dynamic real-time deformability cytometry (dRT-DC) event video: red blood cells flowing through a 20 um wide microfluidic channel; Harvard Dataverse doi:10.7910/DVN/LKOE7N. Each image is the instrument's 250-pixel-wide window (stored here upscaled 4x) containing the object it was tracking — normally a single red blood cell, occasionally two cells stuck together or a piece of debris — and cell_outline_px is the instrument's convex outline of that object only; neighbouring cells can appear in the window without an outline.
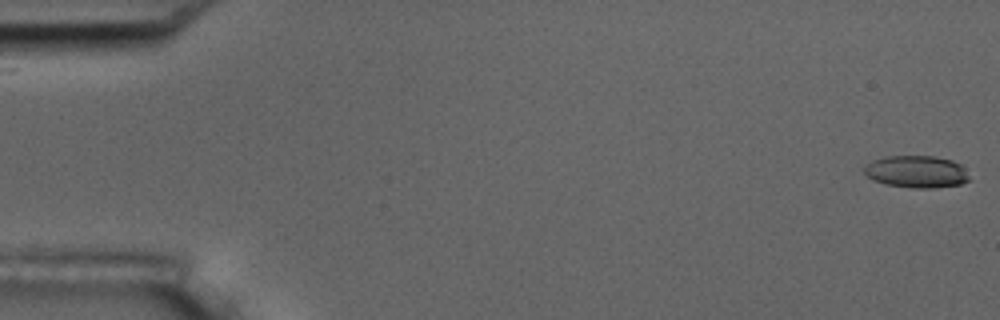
{"species": "common noctule bat (a hibernating species)", "species_latin": "Nyctalus noctula", "temperature_condition": "room temperature", "stored_images_in_passage": 56, "camera_frame_rate_fps": 3000, "um_per_image_px": 0.085, "animal": {"sex": "male", "body_mass_g": 17.5, "forearm_length_mm": 52.3}, "frame": {"image": 1, "passage_image": 1, "time_ms": 0.0, "image_size_px": [1000, 320], "cell_outline_px": [[968, 180], [960, 184], [932, 188], [912, 188], [888, 184], [872, 180], [864, 172], [864, 164], [872, 160], [884, 156], [936, 156], [952, 160], [960, 164], [968, 176]], "centroid_in_image_um": [77.85, 14.58], "position_along_channel_um": 7.1, "area_um2": 19.65}}
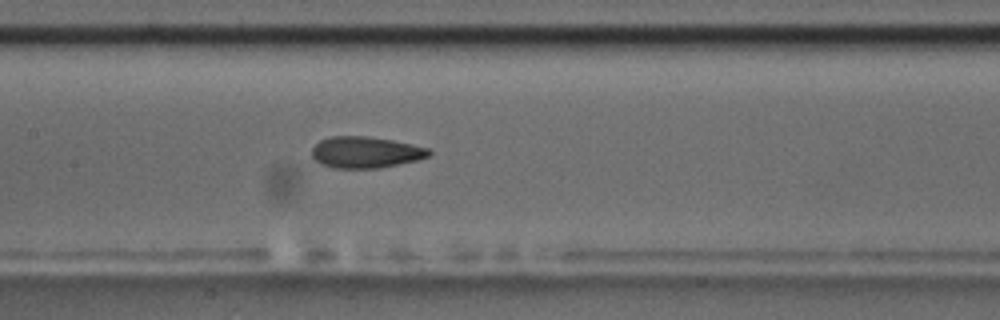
{"frame": {"image": 2, "passage_image": 27, "time_ms": 8.667, "image_size_px": [1000, 320], "cell_outline_px": [[432, 152], [428, 156], [416, 160], [380, 168], [332, 168], [320, 164], [312, 156], [312, 148], [320, 140], [328, 136], [368, 136], [392, 140], [412, 144], [428, 148]], "centroid_in_image_um": [31.05, 12.94], "position_along_channel_um": 176.4, "area_um2": 21.44}}
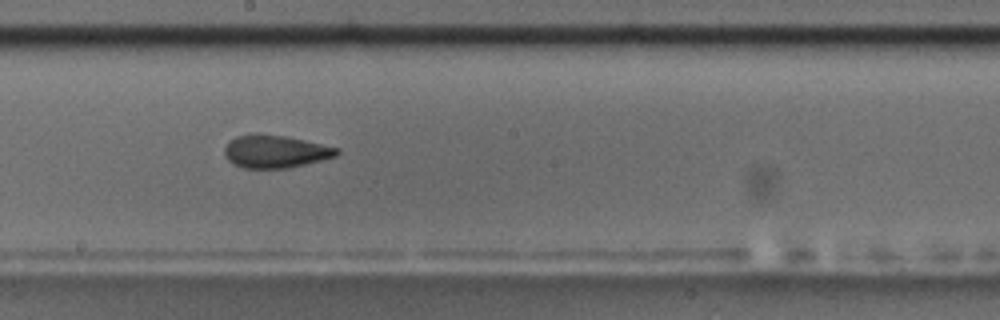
{"frame": {"image": 3, "passage_image": 31, "time_ms": 10.0, "image_size_px": [1000, 320], "cell_outline_px": [[340, 152], [336, 156], [288, 168], [244, 168], [232, 164], [224, 156], [224, 148], [236, 136], [256, 132], [284, 136], [304, 140], [340, 148]], "centroid_in_image_um": [23.38, 12.87], "position_along_channel_um": 224.8, "area_um2": 21.5}, "authors_computed_cell_mechanics": {"area_um2": 21.4438, "velocity_mm_per_s": 3.6546, "shape_relaxation_time_tau1_ms": 4.5674, "shape_relaxation_time_tau2_ms": 2.1433, "deformation_change_tau1": 0.1442, "deformation_change_tau2": 0.0878}}